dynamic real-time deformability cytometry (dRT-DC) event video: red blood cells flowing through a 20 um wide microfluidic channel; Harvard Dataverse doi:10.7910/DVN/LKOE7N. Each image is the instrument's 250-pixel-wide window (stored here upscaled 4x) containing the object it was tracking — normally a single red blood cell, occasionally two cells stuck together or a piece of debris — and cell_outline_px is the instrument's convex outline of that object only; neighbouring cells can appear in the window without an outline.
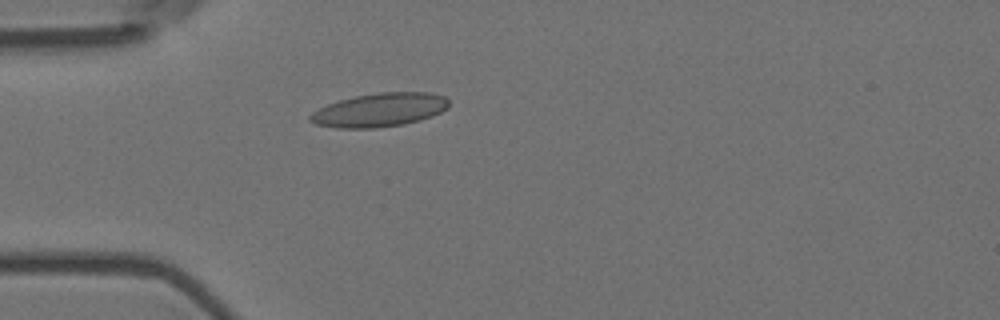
{"species": "Egyptian fruit bat (a non-hibernating species)", "species_latin": "Rousettus aegyptiacus", "temperature_condition": "room temperature", "stored_images_in_passage": 2, "camera_frame_rate_fps": 3000, "um_per_image_px": 0.085, "animal": {"sex": "female"}, "frame": {"image": 1, "passage_image": 2, "time_ms": 0.333, "image_size_px": [1000, 320], "cell_outline_px": [[448, 108], [432, 116], [420, 120], [404, 124], [376, 128], [336, 128], [316, 124], [308, 120], [308, 116], [312, 112], [328, 104], [340, 100], [356, 96], [380, 92], [428, 92], [444, 96], [448, 100]], "centroid_in_image_um": [32.26, 9.35], "position_along_channel_um": 52.7, "area_um2": 27.17}}